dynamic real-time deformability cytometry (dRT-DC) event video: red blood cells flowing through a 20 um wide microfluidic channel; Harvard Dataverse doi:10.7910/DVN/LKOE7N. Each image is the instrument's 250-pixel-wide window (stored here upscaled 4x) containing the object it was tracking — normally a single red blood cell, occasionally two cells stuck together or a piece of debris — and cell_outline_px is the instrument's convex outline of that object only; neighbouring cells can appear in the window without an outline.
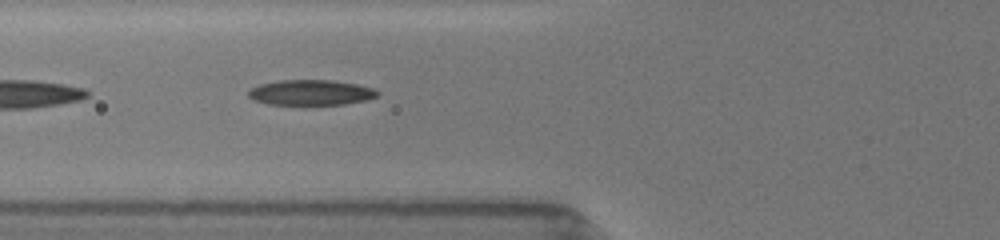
{"species": "common noctule bat (a hibernating species)", "species_latin": "Nyctalus noctula", "temperature_condition": "room temperature", "stored_images_in_passage": 16, "camera_frame_rate_fps": 3000, "um_per_image_px": 0.085, "animal": {"sex": "female", "body_mass_g": 19.5, "forearm_length_mm": 54.1}, "frame": {"image": 1, "passage_image": 3, "time_ms": 0.667, "image_size_px": [1000, 240], "cell_outline_px": [[380, 92], [376, 96], [364, 100], [344, 104], [268, 104], [252, 100], [248, 96], [248, 92], [252, 88], [260, 84], [280, 80], [332, 80], [356, 84], [376, 88]], "centroid_in_image_um": [26.42, 7.86], "position_along_channel_um": 99.4, "area_um2": 18.96}}
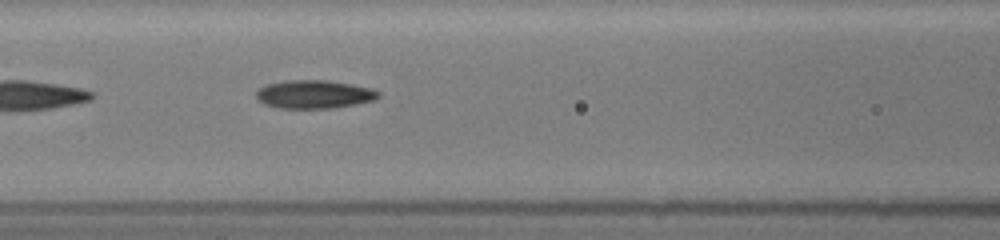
{"frame": {"image": 2, "passage_image": 7, "time_ms": 1.667, "image_size_px": [1000, 240], "cell_outline_px": [[380, 96], [376, 100], [356, 104], [332, 108], [280, 108], [264, 104], [256, 96], [256, 92], [260, 88], [268, 84], [284, 80], [328, 80], [352, 84], [372, 88], [380, 92]], "centroid_in_image_um": [26.75, 8.01], "position_along_channel_um": 139.9, "area_um2": 20.23}}
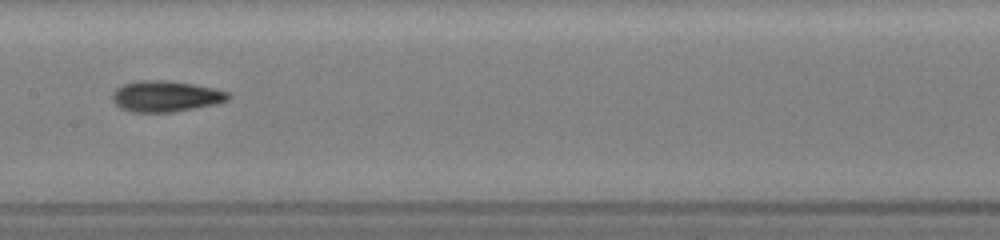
{"frame": {"image": 3, "passage_image": 12, "time_ms": 3.0, "image_size_px": [1000, 240], "cell_outline_px": [[232, 96], [228, 100], [216, 104], [172, 112], [132, 112], [120, 108], [112, 100], [112, 92], [116, 88], [124, 84], [140, 80], [168, 80], [192, 84], [212, 88], [228, 92]], "centroid_in_image_um": [14.07, 8.18], "position_along_channel_um": 193.3, "area_um2": 20.92}}